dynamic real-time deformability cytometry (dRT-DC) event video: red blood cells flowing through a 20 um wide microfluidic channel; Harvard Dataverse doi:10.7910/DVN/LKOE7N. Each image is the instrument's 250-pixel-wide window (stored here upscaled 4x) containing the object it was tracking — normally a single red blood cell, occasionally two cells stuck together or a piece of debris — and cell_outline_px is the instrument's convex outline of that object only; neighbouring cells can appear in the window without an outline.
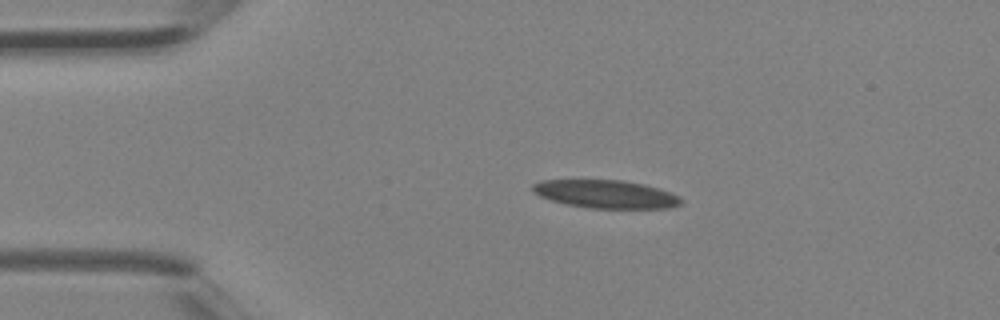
{"species": "Egyptian fruit bat (a non-hibernating species)", "species_latin": "Rousettus aegyptiacus", "temperature_condition": "room temperature", "stored_images_in_passage": 4, "camera_frame_rate_fps": 3000, "um_per_image_px": 0.085, "animal": {"sex": "female"}, "frame": {"image": 1, "passage_image": 2, "time_ms": 0.333, "image_size_px": [1000, 320], "cell_outline_px": [[684, 200], [680, 204], [668, 208], [588, 208], [568, 204], [552, 200], [540, 196], [532, 192], [532, 184], [540, 180], [624, 180], [644, 184], [680, 196]], "centroid_in_image_um": [51.48, 16.49], "position_along_channel_um": 33.5, "area_um2": 24.22}}
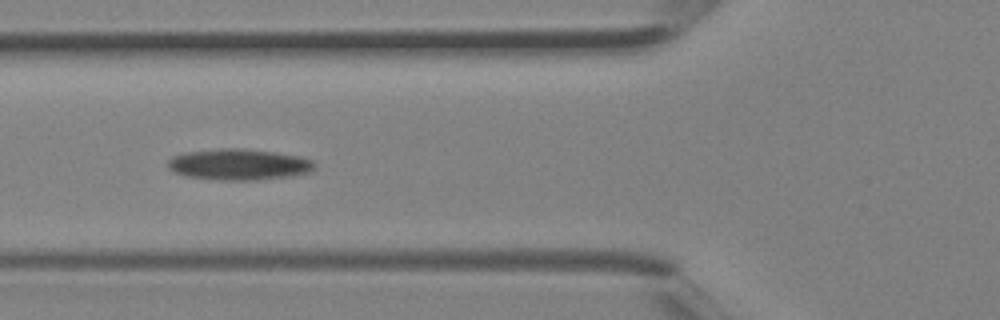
{"frame": {"image": 2, "passage_image": 4, "time_ms": 1.0, "image_size_px": [1000, 320], "cell_outline_px": [[316, 168], [308, 172], [292, 176], [252, 180], [224, 180], [184, 176], [168, 168], [168, 160], [172, 156], [184, 152], [220, 148], [244, 148], [276, 152], [300, 156], [312, 160], [316, 164]], "centroid_in_image_um": [20.31, 13.96], "position_along_channel_um": 105.5, "area_um2": 26.76}}